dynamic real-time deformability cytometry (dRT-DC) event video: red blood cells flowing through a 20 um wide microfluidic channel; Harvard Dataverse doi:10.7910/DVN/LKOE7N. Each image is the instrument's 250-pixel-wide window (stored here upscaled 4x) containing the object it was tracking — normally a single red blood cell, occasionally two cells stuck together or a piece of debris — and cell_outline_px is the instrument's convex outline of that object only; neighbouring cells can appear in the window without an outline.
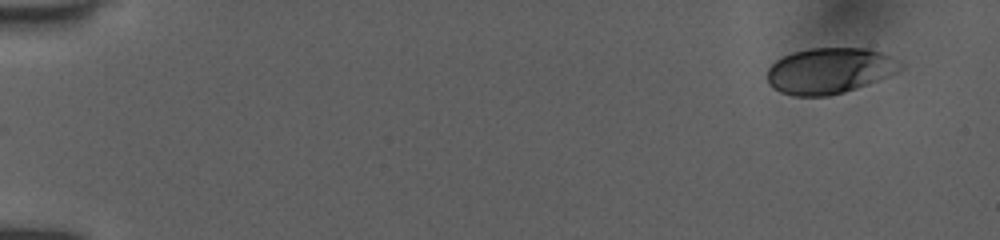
{"species": "human", "species_latin": "Homo sapiens", "temperature_condition": "room temperature", "stored_images_in_passage": 6, "camera_frame_rate_fps": 3000, "um_per_image_px": 0.085, "donor": {"sex": "female"}, "frame": {"image": 1, "passage_image": 1, "time_ms": 0.0, "image_size_px": [1000, 240], "cell_outline_px": [[900, 68], [876, 80], [856, 88], [844, 92], [828, 96], [796, 96], [780, 92], [768, 80], [768, 68], [776, 60], [792, 52], [812, 48], [864, 48], [880, 52], [888, 56], [900, 64]], "centroid_in_image_um": [70.43, 6.01], "position_along_channel_um": 14.6, "area_um2": 34.62}}